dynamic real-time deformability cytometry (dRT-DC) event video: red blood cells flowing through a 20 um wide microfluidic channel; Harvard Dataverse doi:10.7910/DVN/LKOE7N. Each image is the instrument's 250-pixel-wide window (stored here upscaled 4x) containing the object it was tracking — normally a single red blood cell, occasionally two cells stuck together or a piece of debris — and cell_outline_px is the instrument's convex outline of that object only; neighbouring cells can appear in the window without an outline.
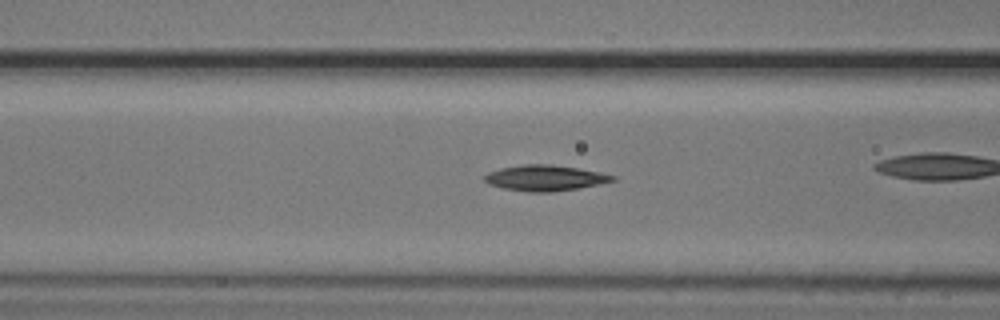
{"species": "common noctule bat (a hibernating species)", "species_latin": "Nyctalus noctula", "temperature_condition": "cold", "stored_images_in_passage": 39, "camera_frame_rate_fps": 3000, "um_per_image_px": 0.085, "animal": {"sex": "male", "body_mass_g": 20.5, "forearm_length_mm": 52.5}, "frame": {"image": 1, "passage_image": 17, "time_ms": 5.333, "image_size_px": [1000, 320], "cell_outline_px": [[616, 180], [600, 184], [552, 192], [528, 192], [504, 188], [492, 184], [484, 180], [484, 176], [488, 172], [500, 168], [524, 164], [548, 164], [576, 168], [600, 172], [616, 176]], "centroid_in_image_um": [46.34, 15.12], "position_along_channel_um": 120.3, "area_um2": 18.96}}
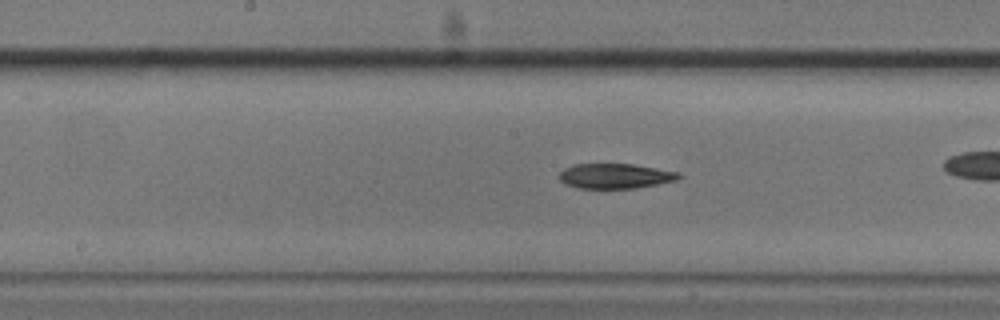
{"frame": {"image": 2, "passage_image": 23, "time_ms": 7.333, "image_size_px": [1000, 320], "cell_outline_px": [[684, 176], [676, 180], [636, 188], [580, 188], [568, 184], [560, 180], [560, 172], [564, 168], [576, 164], [632, 164], [680, 172]], "centroid_in_image_um": [52.34, 14.95], "position_along_channel_um": 195.9, "area_um2": 17.22}}